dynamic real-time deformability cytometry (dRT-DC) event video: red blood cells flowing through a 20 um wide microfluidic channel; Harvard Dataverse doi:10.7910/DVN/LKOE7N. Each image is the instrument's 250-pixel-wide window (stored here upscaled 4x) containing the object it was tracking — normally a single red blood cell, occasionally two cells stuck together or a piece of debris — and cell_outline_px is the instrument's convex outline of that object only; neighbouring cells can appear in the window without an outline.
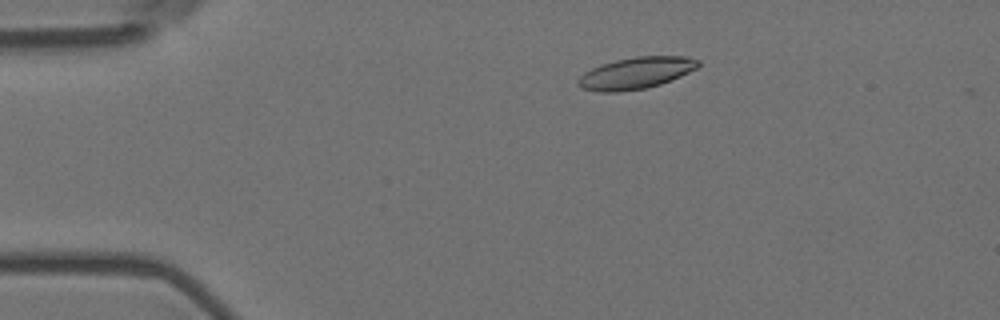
{"species": "Egyptian fruit bat (a non-hibernating species)", "species_latin": "Rousettus aegyptiacus", "temperature_condition": "room temperature", "stored_images_in_passage": 6, "camera_frame_rate_fps": 3000, "um_per_image_px": 0.085, "animal": {"sex": "female"}, "frame": {"image": 1, "passage_image": 3, "time_ms": 0.667, "image_size_px": [1000, 320], "cell_outline_px": [[700, 64], [696, 68], [672, 80], [660, 84], [644, 88], [620, 92], [600, 92], [580, 88], [576, 84], [576, 80], [584, 72], [600, 64], [616, 60], [636, 56], [688, 56], [700, 60]], "centroid_in_image_um": [54.03, 6.21], "position_along_channel_um": 31.0, "area_um2": 22.31}}
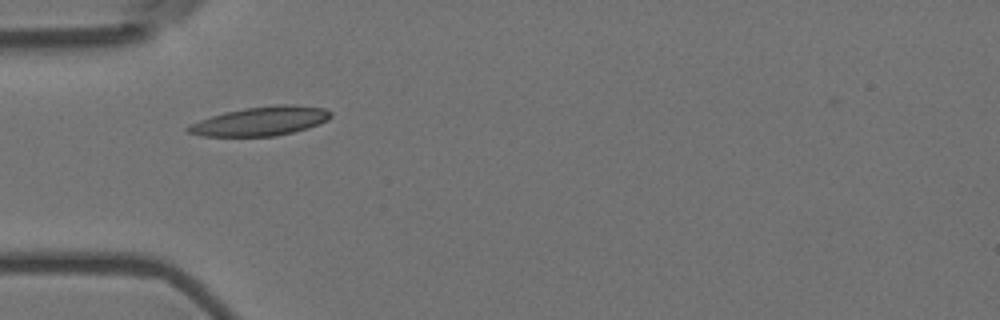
{"frame": {"image": 2, "passage_image": 5, "time_ms": 1.333, "image_size_px": [1000, 320], "cell_outline_px": [[332, 116], [328, 120], [308, 128], [276, 136], [204, 136], [188, 132], [184, 128], [200, 120], [224, 112], [244, 108], [276, 104], [292, 104], [324, 108], [332, 112]], "centroid_in_image_um": [22.19, 10.29], "position_along_channel_um": 62.8, "area_um2": 24.1}}
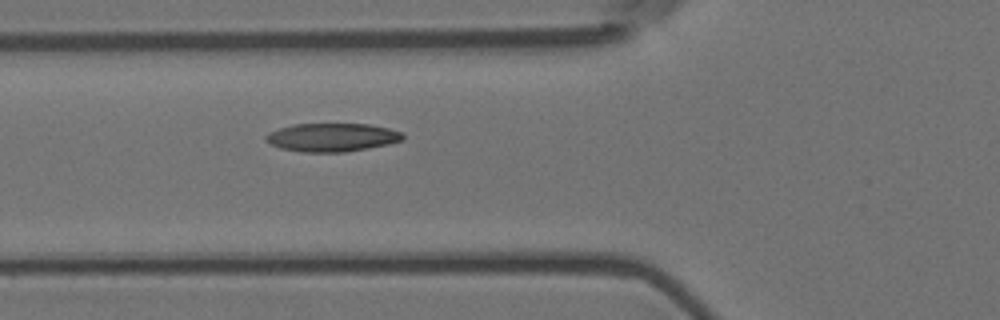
{"frame": {"image": 3, "passage_image": 6, "time_ms": 1.667, "image_size_px": [1000, 320], "cell_outline_px": [[404, 140], [388, 144], [344, 152], [304, 152], [280, 148], [264, 140], [264, 136], [268, 132], [292, 124], [368, 124], [388, 128], [400, 132], [404, 136]], "centroid_in_image_um": [28.19, 11.67], "position_along_channel_um": 97.6, "area_um2": 22.54}}